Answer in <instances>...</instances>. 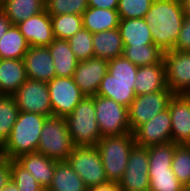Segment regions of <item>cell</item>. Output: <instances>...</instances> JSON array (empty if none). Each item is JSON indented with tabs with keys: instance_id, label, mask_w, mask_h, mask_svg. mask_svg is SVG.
Listing matches in <instances>:
<instances>
[{
	"instance_id": "obj_1",
	"label": "cell",
	"mask_w": 190,
	"mask_h": 191,
	"mask_svg": "<svg viewBox=\"0 0 190 191\" xmlns=\"http://www.w3.org/2000/svg\"><path fill=\"white\" fill-rule=\"evenodd\" d=\"M185 14L180 0H153L144 20L154 45L163 52L172 50L179 37Z\"/></svg>"
},
{
	"instance_id": "obj_2",
	"label": "cell",
	"mask_w": 190,
	"mask_h": 191,
	"mask_svg": "<svg viewBox=\"0 0 190 191\" xmlns=\"http://www.w3.org/2000/svg\"><path fill=\"white\" fill-rule=\"evenodd\" d=\"M138 67L126 57L108 60L107 74L101 81L96 95L112 99L129 108L135 99V79Z\"/></svg>"
},
{
	"instance_id": "obj_3",
	"label": "cell",
	"mask_w": 190,
	"mask_h": 191,
	"mask_svg": "<svg viewBox=\"0 0 190 191\" xmlns=\"http://www.w3.org/2000/svg\"><path fill=\"white\" fill-rule=\"evenodd\" d=\"M48 116L19 111L16 122L5 143L0 147L1 156L15 160L19 156L37 152L40 134Z\"/></svg>"
},
{
	"instance_id": "obj_4",
	"label": "cell",
	"mask_w": 190,
	"mask_h": 191,
	"mask_svg": "<svg viewBox=\"0 0 190 191\" xmlns=\"http://www.w3.org/2000/svg\"><path fill=\"white\" fill-rule=\"evenodd\" d=\"M177 146L174 142H169L148 147L149 191H187L171 169Z\"/></svg>"
},
{
	"instance_id": "obj_5",
	"label": "cell",
	"mask_w": 190,
	"mask_h": 191,
	"mask_svg": "<svg viewBox=\"0 0 190 191\" xmlns=\"http://www.w3.org/2000/svg\"><path fill=\"white\" fill-rule=\"evenodd\" d=\"M136 145L134 133L102 136L96 147L99 150L108 181L119 183L125 173L129 154Z\"/></svg>"
},
{
	"instance_id": "obj_6",
	"label": "cell",
	"mask_w": 190,
	"mask_h": 191,
	"mask_svg": "<svg viewBox=\"0 0 190 191\" xmlns=\"http://www.w3.org/2000/svg\"><path fill=\"white\" fill-rule=\"evenodd\" d=\"M65 120L74 146H96L102 138L96 120L94 96H84Z\"/></svg>"
},
{
	"instance_id": "obj_7",
	"label": "cell",
	"mask_w": 190,
	"mask_h": 191,
	"mask_svg": "<svg viewBox=\"0 0 190 191\" xmlns=\"http://www.w3.org/2000/svg\"><path fill=\"white\" fill-rule=\"evenodd\" d=\"M64 117H48L43 125L37 152L56 162L66 161L74 149Z\"/></svg>"
},
{
	"instance_id": "obj_8",
	"label": "cell",
	"mask_w": 190,
	"mask_h": 191,
	"mask_svg": "<svg viewBox=\"0 0 190 191\" xmlns=\"http://www.w3.org/2000/svg\"><path fill=\"white\" fill-rule=\"evenodd\" d=\"M66 161L82 178L87 188L108 182L102 159L96 146H75Z\"/></svg>"
},
{
	"instance_id": "obj_9",
	"label": "cell",
	"mask_w": 190,
	"mask_h": 191,
	"mask_svg": "<svg viewBox=\"0 0 190 191\" xmlns=\"http://www.w3.org/2000/svg\"><path fill=\"white\" fill-rule=\"evenodd\" d=\"M94 106L102 136L122 135L131 132L127 107L99 95H94Z\"/></svg>"
},
{
	"instance_id": "obj_10",
	"label": "cell",
	"mask_w": 190,
	"mask_h": 191,
	"mask_svg": "<svg viewBox=\"0 0 190 191\" xmlns=\"http://www.w3.org/2000/svg\"><path fill=\"white\" fill-rule=\"evenodd\" d=\"M173 95L166 87L164 90L136 96L128 108L131 132L166 109Z\"/></svg>"
},
{
	"instance_id": "obj_11",
	"label": "cell",
	"mask_w": 190,
	"mask_h": 191,
	"mask_svg": "<svg viewBox=\"0 0 190 191\" xmlns=\"http://www.w3.org/2000/svg\"><path fill=\"white\" fill-rule=\"evenodd\" d=\"M49 88L52 116L66 117L84 98L73 77H57L47 82Z\"/></svg>"
},
{
	"instance_id": "obj_12",
	"label": "cell",
	"mask_w": 190,
	"mask_h": 191,
	"mask_svg": "<svg viewBox=\"0 0 190 191\" xmlns=\"http://www.w3.org/2000/svg\"><path fill=\"white\" fill-rule=\"evenodd\" d=\"M21 112H33L52 117L47 82L27 79L13 94Z\"/></svg>"
},
{
	"instance_id": "obj_13",
	"label": "cell",
	"mask_w": 190,
	"mask_h": 191,
	"mask_svg": "<svg viewBox=\"0 0 190 191\" xmlns=\"http://www.w3.org/2000/svg\"><path fill=\"white\" fill-rule=\"evenodd\" d=\"M163 62L166 86L173 94L190 95V51H165Z\"/></svg>"
},
{
	"instance_id": "obj_14",
	"label": "cell",
	"mask_w": 190,
	"mask_h": 191,
	"mask_svg": "<svg viewBox=\"0 0 190 191\" xmlns=\"http://www.w3.org/2000/svg\"><path fill=\"white\" fill-rule=\"evenodd\" d=\"M122 180L121 191H149V153L148 148L135 145L129 154Z\"/></svg>"
},
{
	"instance_id": "obj_15",
	"label": "cell",
	"mask_w": 190,
	"mask_h": 191,
	"mask_svg": "<svg viewBox=\"0 0 190 191\" xmlns=\"http://www.w3.org/2000/svg\"><path fill=\"white\" fill-rule=\"evenodd\" d=\"M135 143L148 148L171 142V115L167 107L148 122L140 125L134 132Z\"/></svg>"
},
{
	"instance_id": "obj_16",
	"label": "cell",
	"mask_w": 190,
	"mask_h": 191,
	"mask_svg": "<svg viewBox=\"0 0 190 191\" xmlns=\"http://www.w3.org/2000/svg\"><path fill=\"white\" fill-rule=\"evenodd\" d=\"M168 108L171 115V142L190 145V95L174 94Z\"/></svg>"
},
{
	"instance_id": "obj_17",
	"label": "cell",
	"mask_w": 190,
	"mask_h": 191,
	"mask_svg": "<svg viewBox=\"0 0 190 191\" xmlns=\"http://www.w3.org/2000/svg\"><path fill=\"white\" fill-rule=\"evenodd\" d=\"M108 71V60L92 57L87 60L78 61L73 74L75 84L85 96L97 94L102 79Z\"/></svg>"
},
{
	"instance_id": "obj_18",
	"label": "cell",
	"mask_w": 190,
	"mask_h": 191,
	"mask_svg": "<svg viewBox=\"0 0 190 191\" xmlns=\"http://www.w3.org/2000/svg\"><path fill=\"white\" fill-rule=\"evenodd\" d=\"M29 46H49L55 39L52 29L51 16L43 12L28 18L16 25Z\"/></svg>"
},
{
	"instance_id": "obj_19",
	"label": "cell",
	"mask_w": 190,
	"mask_h": 191,
	"mask_svg": "<svg viewBox=\"0 0 190 191\" xmlns=\"http://www.w3.org/2000/svg\"><path fill=\"white\" fill-rule=\"evenodd\" d=\"M23 61L28 79L48 82L56 76L53 59L48 47H29Z\"/></svg>"
},
{
	"instance_id": "obj_20",
	"label": "cell",
	"mask_w": 190,
	"mask_h": 191,
	"mask_svg": "<svg viewBox=\"0 0 190 191\" xmlns=\"http://www.w3.org/2000/svg\"><path fill=\"white\" fill-rule=\"evenodd\" d=\"M46 190L53 179L56 161L38 152L28 153L15 159Z\"/></svg>"
},
{
	"instance_id": "obj_21",
	"label": "cell",
	"mask_w": 190,
	"mask_h": 191,
	"mask_svg": "<svg viewBox=\"0 0 190 191\" xmlns=\"http://www.w3.org/2000/svg\"><path fill=\"white\" fill-rule=\"evenodd\" d=\"M166 87L163 60L160 63L138 67L134 90L136 96L164 90Z\"/></svg>"
},
{
	"instance_id": "obj_22",
	"label": "cell",
	"mask_w": 190,
	"mask_h": 191,
	"mask_svg": "<svg viewBox=\"0 0 190 191\" xmlns=\"http://www.w3.org/2000/svg\"><path fill=\"white\" fill-rule=\"evenodd\" d=\"M27 79L23 59H0L1 95H13Z\"/></svg>"
},
{
	"instance_id": "obj_23",
	"label": "cell",
	"mask_w": 190,
	"mask_h": 191,
	"mask_svg": "<svg viewBox=\"0 0 190 191\" xmlns=\"http://www.w3.org/2000/svg\"><path fill=\"white\" fill-rule=\"evenodd\" d=\"M47 47L53 59L56 76L73 77L78 60L71 50L68 40L55 38Z\"/></svg>"
},
{
	"instance_id": "obj_24",
	"label": "cell",
	"mask_w": 190,
	"mask_h": 191,
	"mask_svg": "<svg viewBox=\"0 0 190 191\" xmlns=\"http://www.w3.org/2000/svg\"><path fill=\"white\" fill-rule=\"evenodd\" d=\"M118 30L123 46H143L154 44L150 28L144 18L120 19Z\"/></svg>"
},
{
	"instance_id": "obj_25",
	"label": "cell",
	"mask_w": 190,
	"mask_h": 191,
	"mask_svg": "<svg viewBox=\"0 0 190 191\" xmlns=\"http://www.w3.org/2000/svg\"><path fill=\"white\" fill-rule=\"evenodd\" d=\"M123 48L118 28L93 33L94 57L114 59L122 56Z\"/></svg>"
},
{
	"instance_id": "obj_26",
	"label": "cell",
	"mask_w": 190,
	"mask_h": 191,
	"mask_svg": "<svg viewBox=\"0 0 190 191\" xmlns=\"http://www.w3.org/2000/svg\"><path fill=\"white\" fill-rule=\"evenodd\" d=\"M119 22L117 10L88 7L82 14L83 28L91 33L118 28Z\"/></svg>"
},
{
	"instance_id": "obj_27",
	"label": "cell",
	"mask_w": 190,
	"mask_h": 191,
	"mask_svg": "<svg viewBox=\"0 0 190 191\" xmlns=\"http://www.w3.org/2000/svg\"><path fill=\"white\" fill-rule=\"evenodd\" d=\"M82 178L67 161L56 162L50 186L45 191H87Z\"/></svg>"
},
{
	"instance_id": "obj_28",
	"label": "cell",
	"mask_w": 190,
	"mask_h": 191,
	"mask_svg": "<svg viewBox=\"0 0 190 191\" xmlns=\"http://www.w3.org/2000/svg\"><path fill=\"white\" fill-rule=\"evenodd\" d=\"M46 0H3L2 12L12 25L27 20L45 10Z\"/></svg>"
},
{
	"instance_id": "obj_29",
	"label": "cell",
	"mask_w": 190,
	"mask_h": 191,
	"mask_svg": "<svg viewBox=\"0 0 190 191\" xmlns=\"http://www.w3.org/2000/svg\"><path fill=\"white\" fill-rule=\"evenodd\" d=\"M29 44L16 25L0 38V59H23Z\"/></svg>"
},
{
	"instance_id": "obj_30",
	"label": "cell",
	"mask_w": 190,
	"mask_h": 191,
	"mask_svg": "<svg viewBox=\"0 0 190 191\" xmlns=\"http://www.w3.org/2000/svg\"><path fill=\"white\" fill-rule=\"evenodd\" d=\"M164 52L154 44L143 46H124L123 56L137 67L160 63Z\"/></svg>"
},
{
	"instance_id": "obj_31",
	"label": "cell",
	"mask_w": 190,
	"mask_h": 191,
	"mask_svg": "<svg viewBox=\"0 0 190 191\" xmlns=\"http://www.w3.org/2000/svg\"><path fill=\"white\" fill-rule=\"evenodd\" d=\"M19 108L13 95H0V147L8 139L17 120Z\"/></svg>"
},
{
	"instance_id": "obj_32",
	"label": "cell",
	"mask_w": 190,
	"mask_h": 191,
	"mask_svg": "<svg viewBox=\"0 0 190 191\" xmlns=\"http://www.w3.org/2000/svg\"><path fill=\"white\" fill-rule=\"evenodd\" d=\"M51 22L56 39L67 40L83 28L82 15L78 14L53 15Z\"/></svg>"
},
{
	"instance_id": "obj_33",
	"label": "cell",
	"mask_w": 190,
	"mask_h": 191,
	"mask_svg": "<svg viewBox=\"0 0 190 191\" xmlns=\"http://www.w3.org/2000/svg\"><path fill=\"white\" fill-rule=\"evenodd\" d=\"M171 169L185 187L190 184V145H178L175 148Z\"/></svg>"
},
{
	"instance_id": "obj_34",
	"label": "cell",
	"mask_w": 190,
	"mask_h": 191,
	"mask_svg": "<svg viewBox=\"0 0 190 191\" xmlns=\"http://www.w3.org/2000/svg\"><path fill=\"white\" fill-rule=\"evenodd\" d=\"M68 40L69 46L78 61H83L94 57L93 33L82 28Z\"/></svg>"
},
{
	"instance_id": "obj_35",
	"label": "cell",
	"mask_w": 190,
	"mask_h": 191,
	"mask_svg": "<svg viewBox=\"0 0 190 191\" xmlns=\"http://www.w3.org/2000/svg\"><path fill=\"white\" fill-rule=\"evenodd\" d=\"M45 10L50 15H82L88 8L87 0H46Z\"/></svg>"
},
{
	"instance_id": "obj_36",
	"label": "cell",
	"mask_w": 190,
	"mask_h": 191,
	"mask_svg": "<svg viewBox=\"0 0 190 191\" xmlns=\"http://www.w3.org/2000/svg\"><path fill=\"white\" fill-rule=\"evenodd\" d=\"M11 179L19 191H45L36 179L16 160H10Z\"/></svg>"
},
{
	"instance_id": "obj_37",
	"label": "cell",
	"mask_w": 190,
	"mask_h": 191,
	"mask_svg": "<svg viewBox=\"0 0 190 191\" xmlns=\"http://www.w3.org/2000/svg\"><path fill=\"white\" fill-rule=\"evenodd\" d=\"M153 0H119L117 12L120 19L144 18Z\"/></svg>"
},
{
	"instance_id": "obj_38",
	"label": "cell",
	"mask_w": 190,
	"mask_h": 191,
	"mask_svg": "<svg viewBox=\"0 0 190 191\" xmlns=\"http://www.w3.org/2000/svg\"><path fill=\"white\" fill-rule=\"evenodd\" d=\"M172 50L190 51V16H185L179 37Z\"/></svg>"
},
{
	"instance_id": "obj_39",
	"label": "cell",
	"mask_w": 190,
	"mask_h": 191,
	"mask_svg": "<svg viewBox=\"0 0 190 191\" xmlns=\"http://www.w3.org/2000/svg\"><path fill=\"white\" fill-rule=\"evenodd\" d=\"M11 179L10 160L5 157L0 158V191Z\"/></svg>"
},
{
	"instance_id": "obj_40",
	"label": "cell",
	"mask_w": 190,
	"mask_h": 191,
	"mask_svg": "<svg viewBox=\"0 0 190 191\" xmlns=\"http://www.w3.org/2000/svg\"><path fill=\"white\" fill-rule=\"evenodd\" d=\"M119 0H87L88 7L117 10Z\"/></svg>"
},
{
	"instance_id": "obj_41",
	"label": "cell",
	"mask_w": 190,
	"mask_h": 191,
	"mask_svg": "<svg viewBox=\"0 0 190 191\" xmlns=\"http://www.w3.org/2000/svg\"><path fill=\"white\" fill-rule=\"evenodd\" d=\"M87 191H121V188L119 183L108 181L104 184L90 187Z\"/></svg>"
},
{
	"instance_id": "obj_42",
	"label": "cell",
	"mask_w": 190,
	"mask_h": 191,
	"mask_svg": "<svg viewBox=\"0 0 190 191\" xmlns=\"http://www.w3.org/2000/svg\"><path fill=\"white\" fill-rule=\"evenodd\" d=\"M11 25L12 23L6 15L3 12H0V38L7 32Z\"/></svg>"
},
{
	"instance_id": "obj_43",
	"label": "cell",
	"mask_w": 190,
	"mask_h": 191,
	"mask_svg": "<svg viewBox=\"0 0 190 191\" xmlns=\"http://www.w3.org/2000/svg\"><path fill=\"white\" fill-rule=\"evenodd\" d=\"M1 191H19V190L14 181L10 179L9 182L2 188Z\"/></svg>"
},
{
	"instance_id": "obj_44",
	"label": "cell",
	"mask_w": 190,
	"mask_h": 191,
	"mask_svg": "<svg viewBox=\"0 0 190 191\" xmlns=\"http://www.w3.org/2000/svg\"><path fill=\"white\" fill-rule=\"evenodd\" d=\"M185 16H190V0H180Z\"/></svg>"
},
{
	"instance_id": "obj_45",
	"label": "cell",
	"mask_w": 190,
	"mask_h": 191,
	"mask_svg": "<svg viewBox=\"0 0 190 191\" xmlns=\"http://www.w3.org/2000/svg\"><path fill=\"white\" fill-rule=\"evenodd\" d=\"M3 9V0H0V12H2Z\"/></svg>"
},
{
	"instance_id": "obj_46",
	"label": "cell",
	"mask_w": 190,
	"mask_h": 191,
	"mask_svg": "<svg viewBox=\"0 0 190 191\" xmlns=\"http://www.w3.org/2000/svg\"><path fill=\"white\" fill-rule=\"evenodd\" d=\"M187 191H190V184L186 187Z\"/></svg>"
}]
</instances>
